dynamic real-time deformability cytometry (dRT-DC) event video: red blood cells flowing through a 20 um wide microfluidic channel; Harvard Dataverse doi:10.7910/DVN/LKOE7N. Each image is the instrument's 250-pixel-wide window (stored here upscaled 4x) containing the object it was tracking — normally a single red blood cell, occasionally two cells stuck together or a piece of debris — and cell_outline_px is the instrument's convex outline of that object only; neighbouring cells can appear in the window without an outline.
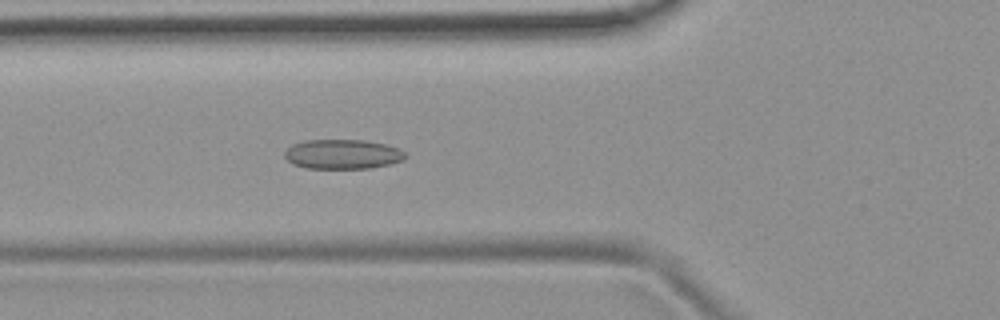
{"species": "common noctule bat (a hibernating species)", "species_latin": "Nyctalus noctula", "temperature_condition": "room temperature", "stored_images_in_passage": 38, "camera_frame_rate_fps": 3000, "um_per_image_px": 0.085, "animal": {"sex": "female", "body_mass_g": 19.9}, "frame": {"image": 1, "passage_image": 13, "time_ms": 4.0, "image_size_px": [1000, 320], "cell_outline_px": [[408, 156], [404, 160], [372, 168], [304, 168], [292, 164], [284, 156], [284, 152], [292, 144], [304, 140], [364, 140], [384, 144], [400, 148]], "centroid_in_image_um": [29.12, 13.1], "position_along_channel_um": 96.7, "area_um2": 20.92}}
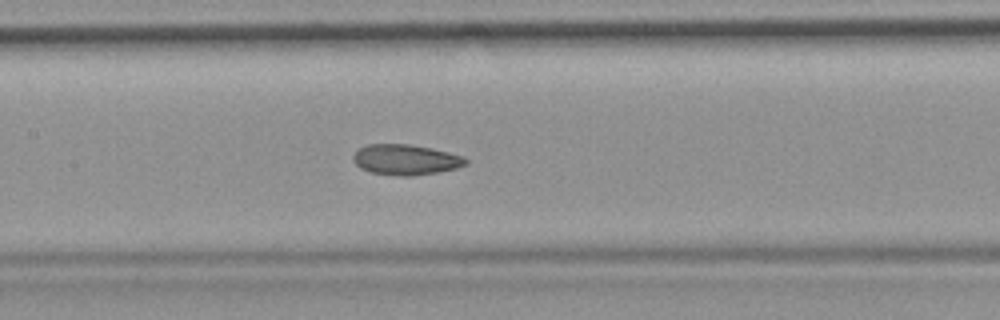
{"frame": {"image": 2, "passage_image": 19, "time_ms": 6.0, "image_size_px": [1000, 320], "cell_outline_px": [[468, 164], [456, 168], [436, 172], [412, 176], [400, 176], [368, 172], [360, 168], [352, 160], [352, 156], [360, 148], [368, 144], [408, 144], [432, 148], [464, 156], [468, 160]], "centroid_in_image_um": [34.48, 13.57], "position_along_channel_um": 172.9, "area_um2": 20.06}}
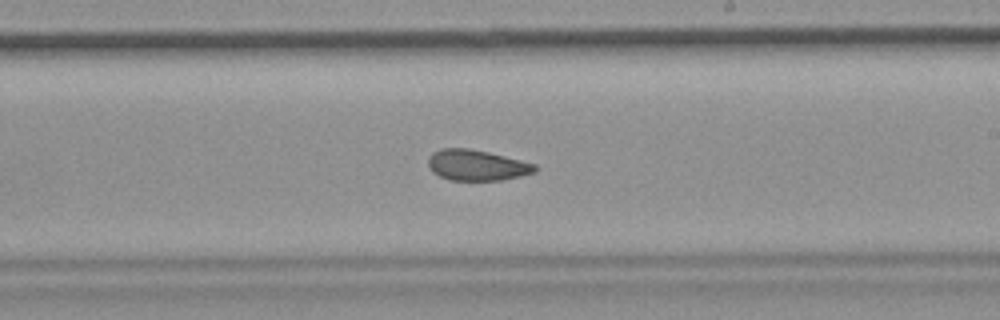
{"frame": {"image": 3, "passage_image": 25, "time_ms": 8.0, "image_size_px": [1000, 320], "cell_outline_px": [[536, 172], [504, 180], [448, 180], [432, 172], [428, 164], [428, 156], [432, 152], [440, 148], [468, 148], [488, 152], [536, 164]], "centroid_in_image_um": [40.49, 14.04], "position_along_channel_um": 248.5, "area_um2": 19.19}, "authors_computed_cell_mechanics": {"area_um2": 19.8543, "velocity_mm_per_s": 3.7985, "shape_relaxation_time_tau1_ms": null, "shape_relaxation_time_tau2_ms": 2.0893, "deformation_change_tau1": null, "deformation_change_tau2": 0.0728}}